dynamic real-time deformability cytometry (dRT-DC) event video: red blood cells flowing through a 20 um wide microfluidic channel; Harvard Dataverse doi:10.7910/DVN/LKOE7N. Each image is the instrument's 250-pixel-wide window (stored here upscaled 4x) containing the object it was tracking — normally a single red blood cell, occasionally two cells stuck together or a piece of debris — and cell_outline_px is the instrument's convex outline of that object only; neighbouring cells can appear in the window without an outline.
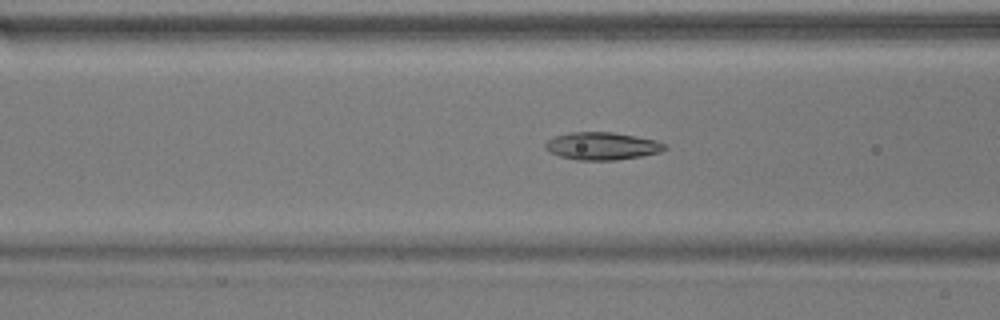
{"species": "common noctule bat (a hibernating species)", "species_latin": "Nyctalus noctula", "temperature_condition": "warm", "stored_images_in_passage": 46, "camera_frame_rate_fps": 3000, "um_per_image_px": 0.085, "animal": {"sex": "male", "body_mass_g": 17.9}, "frame": {"image": 1, "passage_image": 14, "time_ms": 4.333, "image_size_px": [1000, 320], "cell_outline_px": [[668, 148], [660, 152], [640, 156], [616, 160], [576, 160], [560, 156], [548, 152], [544, 148], [544, 144], [548, 140], [556, 136], [572, 132], [612, 132], [636, 136], [656, 140], [664, 144]], "centroid_in_image_um": [51.16, 12.41], "position_along_channel_um": 115.4, "area_um2": 19.19}}
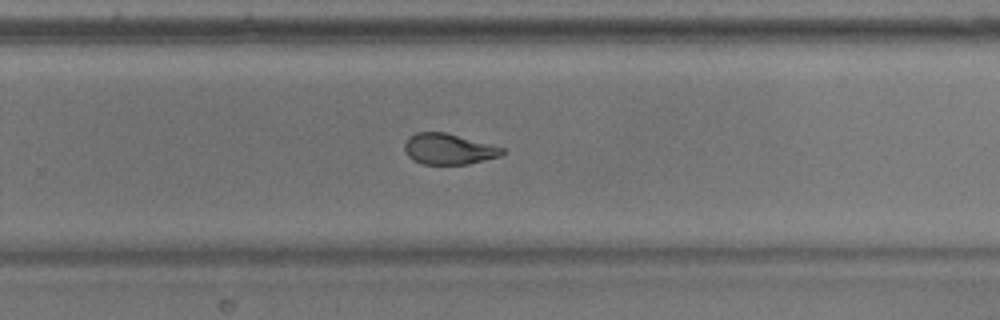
{"frame": {"image": 2, "passage_image": 28, "time_ms": 9.0, "image_size_px": [1000, 320], "cell_outline_px": [[508, 152], [500, 156], [468, 164], [424, 164], [412, 160], [408, 156], [404, 148], [404, 144], [408, 136], [416, 132], [444, 132], [504, 148]], "centroid_in_image_um": [38.12, 12.67], "position_along_channel_um": 291.7, "area_um2": 17.51}}
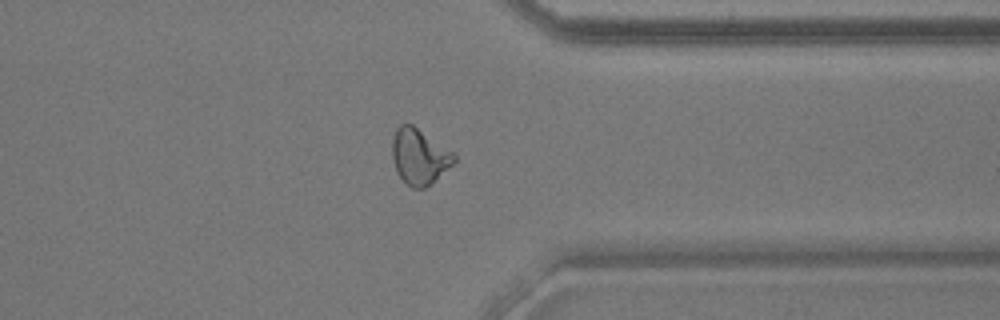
{"frame": {"image": 3, "passage_image": 35, "time_ms": 11.333, "image_size_px": [1000, 320], "cell_outline_px": [[456, 160], [432, 184], [424, 188], [412, 188], [396, 172], [392, 160], [392, 140], [396, 128], [400, 124], [412, 124], [452, 152], [456, 156]], "centroid_in_image_um": [35.62, 13.31], "position_along_channel_um": 375.8, "area_um2": 19.88}, "authors_computed_cell_mechanics": {"area_um2": 19.1896, "velocity_mm_per_s": 3.7753, "shape_relaxation_time_tau1_ms": 9.0987, "shape_relaxation_time_tau2_ms": 1.6886, "deformation_change_tau1": 0.2361, "deformation_change_tau2": 0.0857}}